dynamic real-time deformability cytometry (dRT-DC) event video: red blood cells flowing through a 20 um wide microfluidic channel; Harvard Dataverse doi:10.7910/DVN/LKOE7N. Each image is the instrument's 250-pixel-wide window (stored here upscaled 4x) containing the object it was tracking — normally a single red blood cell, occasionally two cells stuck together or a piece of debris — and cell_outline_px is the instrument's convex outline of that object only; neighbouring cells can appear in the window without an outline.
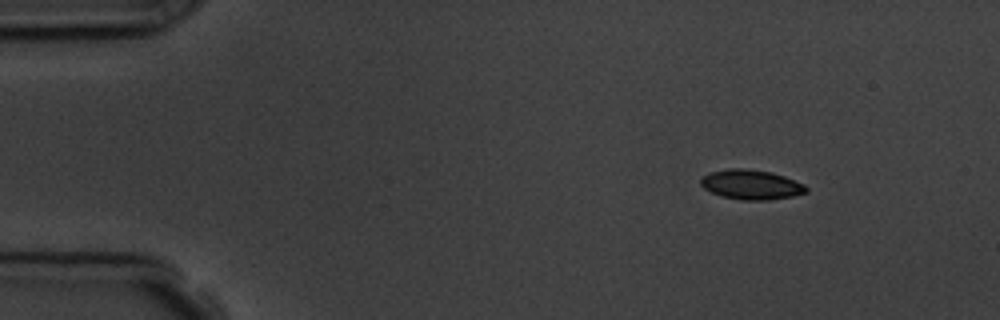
{"species": "common noctule bat (a hibernating species)", "species_latin": "Nyctalus noctula", "temperature_condition": "room temperature", "stored_images_in_passage": 6, "camera_frame_rate_fps": 3000, "um_per_image_px": 0.085, "animal": {"sex": "male", "body_mass_g": 19.5, "forearm_length_mm": 54.6}, "frame": {"image": 1, "passage_image": 1, "time_ms": 0.0, "image_size_px": [1000, 320], "cell_outline_px": [[808, 192], [792, 196], [768, 200], [740, 200], [724, 196], [712, 192], [704, 188], [700, 184], [700, 180], [708, 172], [728, 168], [744, 168], [772, 172], [784, 176], [804, 184], [808, 188]], "centroid_in_image_um": [63.86, 15.68], "position_along_channel_um": 21.1, "area_um2": 18.26}}
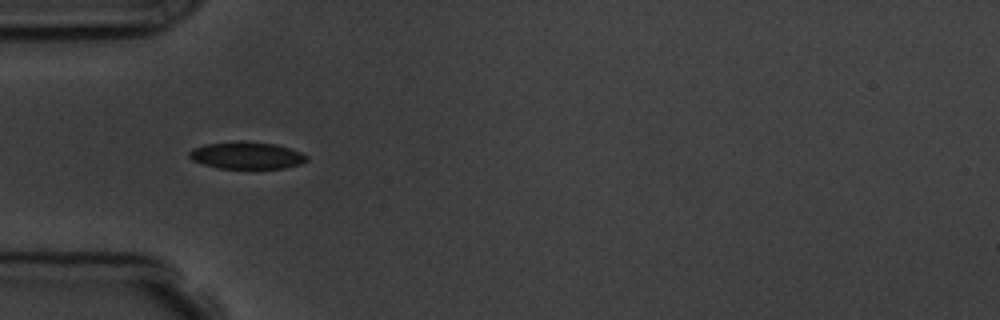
{"frame": {"image": 2, "passage_image": 4, "time_ms": 3.333, "image_size_px": [1000, 320], "cell_outline_px": [[308, 160], [300, 164], [284, 168], [220, 168], [204, 164], [192, 160], [188, 156], [188, 152], [192, 148], [204, 144], [276, 144], [300, 152], [308, 156]], "centroid_in_image_um": [20.97, 13.26], "position_along_channel_um": 64.0, "area_um2": 17.57}}